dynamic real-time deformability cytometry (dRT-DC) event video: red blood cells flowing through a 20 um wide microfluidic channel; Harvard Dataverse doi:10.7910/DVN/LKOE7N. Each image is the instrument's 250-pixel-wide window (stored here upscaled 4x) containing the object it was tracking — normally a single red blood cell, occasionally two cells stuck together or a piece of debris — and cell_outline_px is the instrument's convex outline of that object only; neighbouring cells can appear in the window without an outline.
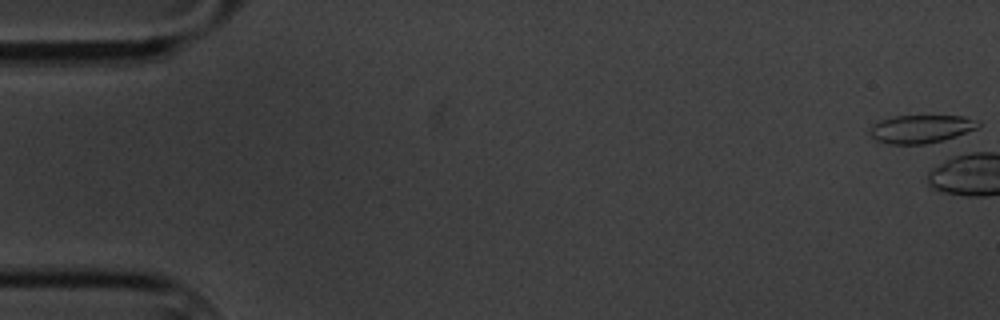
{"species": "common noctule bat (a hibernating species)", "species_latin": "Nyctalus noctula", "temperature_condition": "cold", "stored_images_in_passage": 3, "camera_frame_rate_fps": 3000, "um_per_image_px": 0.085, "animal": {"sex": "male", "body_mass_g": 20.1, "forearm_length_mm": 53.5}, "frame": {"image": 1, "passage_image": 1, "time_ms": 0.0, "image_size_px": [1000, 320], "cell_outline_px": [[980, 124], [976, 128], [956, 136], [944, 140], [924, 144], [888, 144], [876, 140], [868, 132], [872, 124], [880, 120], [896, 116], [964, 116], [980, 120]], "centroid_in_image_um": [78.27, 10.96], "position_along_channel_um": 6.7, "area_um2": 17.8}}